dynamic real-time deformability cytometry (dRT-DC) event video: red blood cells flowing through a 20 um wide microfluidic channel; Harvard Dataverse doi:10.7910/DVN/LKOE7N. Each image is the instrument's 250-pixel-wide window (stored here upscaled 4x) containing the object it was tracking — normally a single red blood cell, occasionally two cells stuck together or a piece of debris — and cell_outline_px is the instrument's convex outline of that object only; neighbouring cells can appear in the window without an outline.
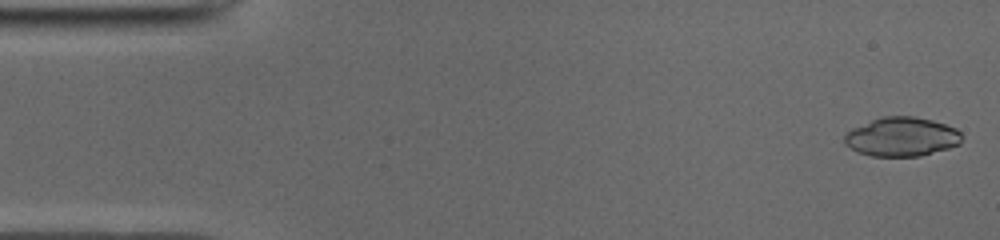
{"species": "common noctule bat (a hibernating species)", "species_latin": "Nyctalus noctula", "temperature_condition": "cold", "stored_images_in_passage": 10, "camera_frame_rate_fps": 3000, "um_per_image_px": 0.085, "animal": {"sex": "male", "body_mass_g": 19.0, "forearm_length_mm": 50.8}, "frame": {"image": 1, "passage_image": 1, "time_ms": 0.0, "image_size_px": [1000, 240], "cell_outline_px": [[964, 136], [960, 144], [948, 148], [920, 156], [872, 156], [856, 152], [844, 144], [844, 136], [852, 128], [872, 120], [884, 116], [916, 116], [932, 120], [956, 128]], "centroid_in_image_um": [76.65, 11.63], "position_along_channel_um": 8.3, "area_um2": 26.82}}